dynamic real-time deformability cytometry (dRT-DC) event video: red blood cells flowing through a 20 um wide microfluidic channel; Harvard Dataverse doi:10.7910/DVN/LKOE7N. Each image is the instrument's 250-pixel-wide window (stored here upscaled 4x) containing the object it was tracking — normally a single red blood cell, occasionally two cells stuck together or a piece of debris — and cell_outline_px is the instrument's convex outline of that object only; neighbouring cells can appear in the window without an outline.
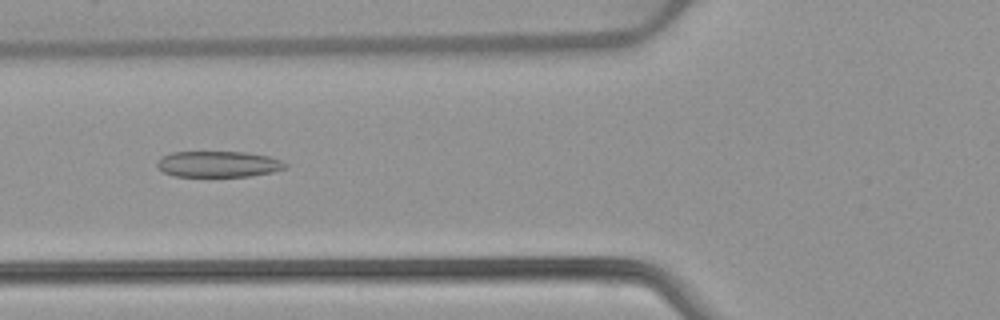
{"species": "common noctule bat (a hibernating species)", "species_latin": "Nyctalus noctula", "temperature_condition": "warm", "stored_images_in_passage": 42, "camera_frame_rate_fps": 3000, "um_per_image_px": 0.085, "animal": {"sex": "female", "body_mass_g": 22.7, "forearm_length_mm": 54.2}, "frame": {"image": 1, "passage_image": 10, "time_ms": 3.0, "image_size_px": [1000, 320], "cell_outline_px": [[288, 168], [272, 172], [252, 176], [172, 176], [164, 172], [156, 164], [160, 156], [172, 152], [244, 152], [268, 156], [280, 160], [288, 164]], "centroid_in_image_um": [18.57, 13.95], "position_along_channel_um": 107.2, "area_um2": 19.48}}
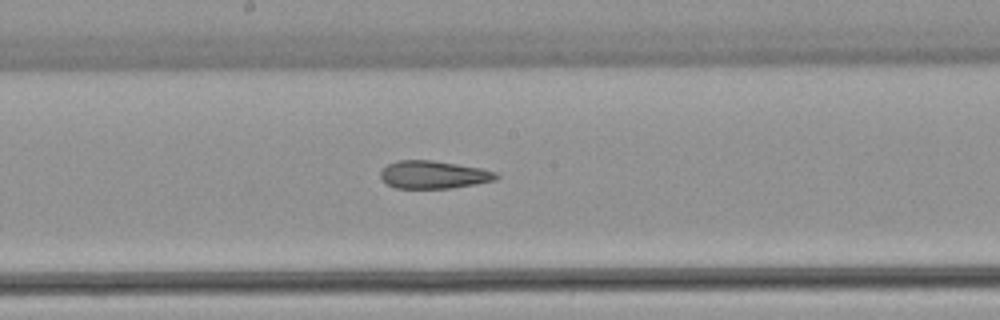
{"frame": {"image": 2, "passage_image": 18, "time_ms": 5.667, "image_size_px": [1000, 320], "cell_outline_px": [[500, 176], [496, 180], [476, 184], [452, 188], [396, 188], [380, 180], [380, 172], [388, 164], [396, 160], [432, 160], [480, 168], [496, 172]], "centroid_in_image_um": [36.84, 14.85], "position_along_channel_um": 211.4, "area_um2": 18.79}}
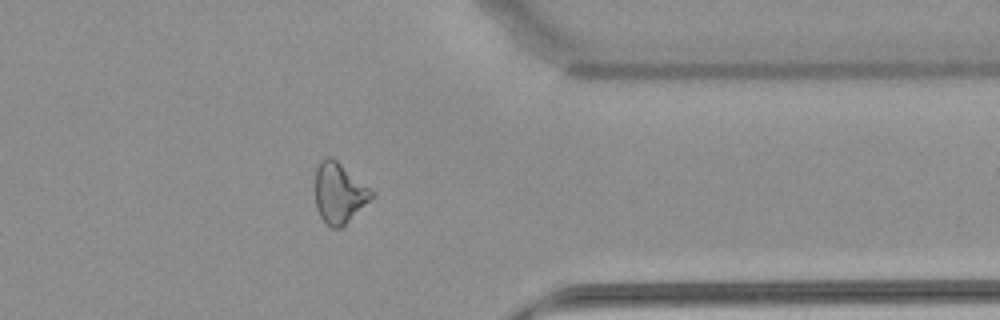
{"frame": {"image": 3, "passage_image": 32, "time_ms": 10.333, "image_size_px": [1000, 320], "cell_outline_px": [[376, 196], [340, 228], [332, 228], [320, 216], [316, 208], [316, 164], [324, 156], [332, 156], [376, 192]], "centroid_in_image_um": [28.85, 16.36], "position_along_channel_um": 382.5, "area_um2": 20.11}, "authors_computed_cell_mechanics": {"area_um2": 20.0277, "velocity_mm_per_s": 3.8967, "shape_relaxation_time_tau1_ms": null, "shape_relaxation_time_tau2_ms": 3.4073, "deformation_change_tau1": null, "deformation_change_tau2": 0.1262}}